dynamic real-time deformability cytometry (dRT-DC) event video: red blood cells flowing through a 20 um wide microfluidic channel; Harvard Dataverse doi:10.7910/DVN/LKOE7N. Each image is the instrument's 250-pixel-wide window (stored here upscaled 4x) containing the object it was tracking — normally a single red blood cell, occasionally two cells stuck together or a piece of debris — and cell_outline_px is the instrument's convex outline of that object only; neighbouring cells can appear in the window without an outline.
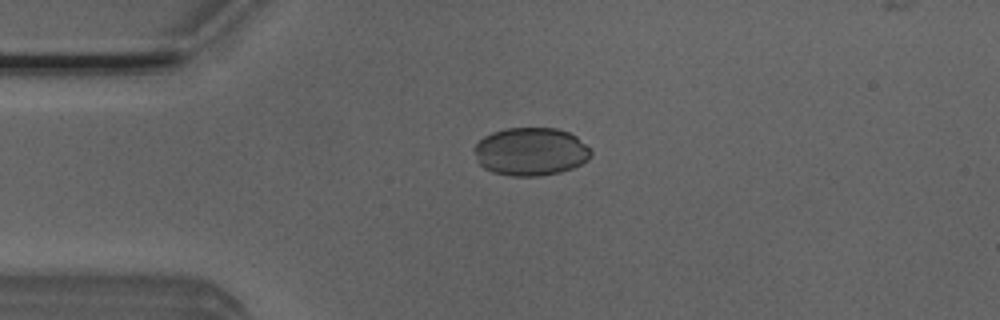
{"species": "Egyptian fruit bat (a non-hibernating species)", "species_latin": "Rousettus aegyptiacus", "temperature_condition": "room temperature", "stored_images_in_passage": 2, "camera_frame_rate_fps": 3000, "um_per_image_px": 0.085, "animal": {"sex": "male"}, "frame": {"image": 1, "passage_image": 1, "time_ms": 0.0, "image_size_px": [1000, 320], "cell_outline_px": [[592, 152], [588, 160], [572, 168], [560, 172], [540, 176], [512, 176], [492, 172], [484, 168], [476, 160], [476, 144], [484, 136], [492, 132], [508, 128], [556, 128], [568, 132], [576, 136]], "centroid_in_image_um": [45.11, 12.89], "position_along_channel_um": 39.9, "area_um2": 32.48}}